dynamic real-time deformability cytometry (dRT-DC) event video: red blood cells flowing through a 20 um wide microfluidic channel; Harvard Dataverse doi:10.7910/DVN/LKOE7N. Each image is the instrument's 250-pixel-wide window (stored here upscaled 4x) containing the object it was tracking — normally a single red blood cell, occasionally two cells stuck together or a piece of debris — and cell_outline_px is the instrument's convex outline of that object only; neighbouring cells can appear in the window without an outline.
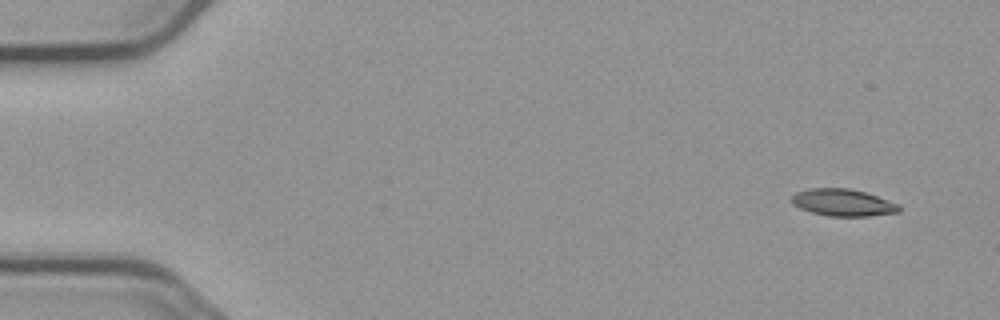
{"species": "common noctule bat (a hibernating species)", "species_latin": "Nyctalus noctula", "temperature_condition": "cold", "stored_images_in_passage": 4, "camera_frame_rate_fps": 3000, "um_per_image_px": 0.085, "animal": {"sex": "male", "body_mass_g": 23.1, "forearm_length_mm": 52.7}, "frame": {"image": 1, "passage_image": 1, "time_ms": 0.0, "image_size_px": [1000, 320], "cell_outline_px": [[900, 212], [868, 216], [828, 216], [812, 212], [800, 208], [792, 204], [792, 196], [796, 192], [812, 188], [848, 188], [864, 192], [900, 204]], "centroid_in_image_um": [71.66, 17.22], "position_along_channel_um": 13.3, "area_um2": 16.82}}
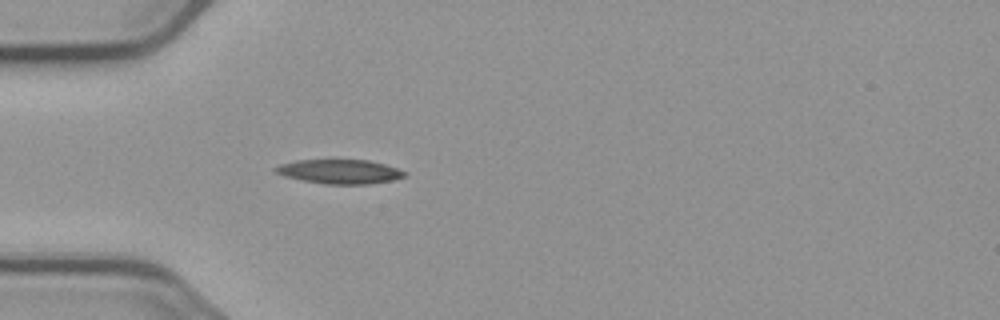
{"frame": {"image": 2, "passage_image": 4, "time_ms": 4.333, "image_size_px": [1000, 320], "cell_outline_px": [[404, 176], [392, 180], [368, 184], [324, 184], [284, 176], [276, 172], [272, 168], [280, 164], [296, 160], [368, 160], [384, 164], [396, 168], [404, 172]], "centroid_in_image_um": [28.83, 14.58], "position_along_channel_um": 56.2, "area_um2": 17.98}}